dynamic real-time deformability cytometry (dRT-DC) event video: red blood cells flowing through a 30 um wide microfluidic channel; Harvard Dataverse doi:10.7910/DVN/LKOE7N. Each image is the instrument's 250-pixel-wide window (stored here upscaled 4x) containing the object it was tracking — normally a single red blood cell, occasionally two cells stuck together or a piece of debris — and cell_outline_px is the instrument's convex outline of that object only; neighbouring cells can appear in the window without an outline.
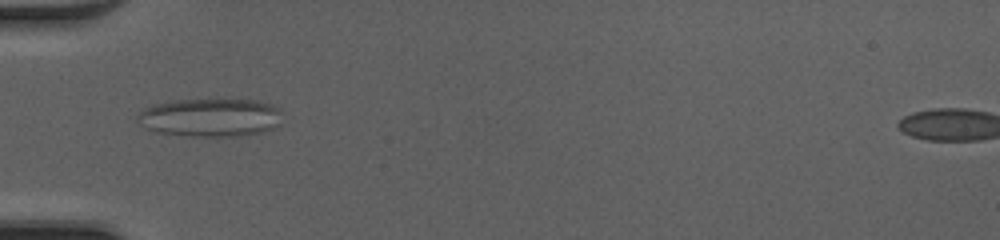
{"species": "common noctule bat (a hibernating species)", "species_latin": "Nyctalus noctula", "temperature_condition": "cold", "stored_images_in_passage": 34, "camera_frame_rate_fps": 3000, "um_per_image_px": 0.085, "animal": {"sex": "female", "body_mass_g": 20.0, "forearm_length_mm": 54.0}, "frame": {"image": 1, "passage_image": 3, "time_ms": 0.667, "image_size_px": [1000, 240], "cell_outline_px": [[280, 124], [272, 128], [260, 132], [236, 136], [192, 136], [156, 132], [140, 124], [136, 120], [136, 116], [144, 108], [152, 104], [176, 100], [256, 100], [272, 104], [280, 112]], "centroid_in_image_um": [17.84, 9.98], "position_along_channel_um": 67.2, "area_um2": 32.08}}
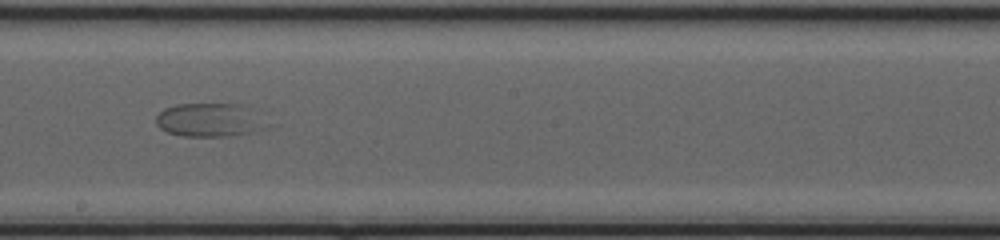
{"frame": {"image": 2, "passage_image": 15, "time_ms": 4.667, "image_size_px": [1000, 240], "cell_outline_px": [[248, 132], [228, 136], [180, 136], [168, 132], [160, 128], [156, 124], [156, 116], [164, 108], [176, 104], [240, 104]], "centroid_in_image_um": [17.22, 10.2], "position_along_channel_um": 231.0, "area_um2": 18.73}}
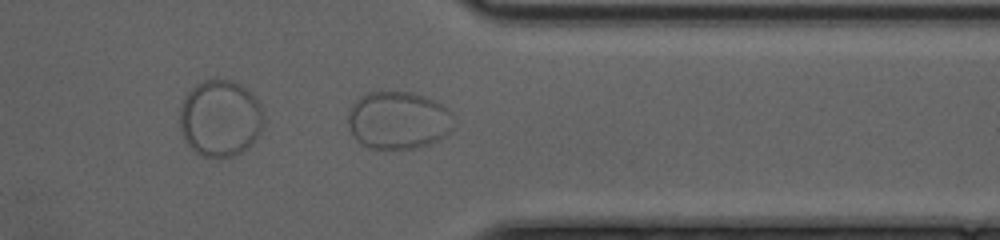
{"frame": {"image": 3, "passage_image": 26, "time_ms": 8.333, "image_size_px": [1000, 240], "cell_outline_px": [[452, 128], [444, 136], [428, 144], [416, 148], [368, 148], [360, 144], [352, 136], [348, 124], [348, 112], [352, 104], [360, 96], [368, 92], [412, 92], [436, 100], [448, 112]], "centroid_in_image_um": [33.77, 10.22], "position_along_channel_um": 377.6, "area_um2": 35.2}}